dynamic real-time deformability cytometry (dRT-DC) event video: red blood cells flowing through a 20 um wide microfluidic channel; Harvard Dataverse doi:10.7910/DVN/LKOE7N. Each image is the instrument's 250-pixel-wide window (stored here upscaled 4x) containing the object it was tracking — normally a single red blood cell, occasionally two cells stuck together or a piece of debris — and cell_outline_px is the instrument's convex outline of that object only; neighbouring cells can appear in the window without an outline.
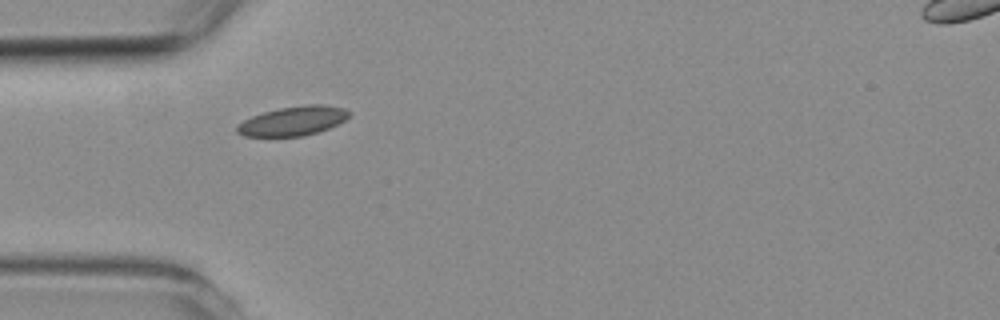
{"species": "common noctule bat (a hibernating species)", "species_latin": "Nyctalus noctula", "temperature_condition": "room temperature", "stored_images_in_passage": 1, "camera_frame_rate_fps": 3000, "um_per_image_px": 0.085, "animal": {"sex": "female", "body_mass_g": 19.3, "forearm_length_mm": 54.1}, "frame": {"image": 1, "passage_image": 1, "time_ms": 0.0, "image_size_px": [1000, 320], "cell_outline_px": [[352, 112], [344, 120], [328, 128], [304, 136], [244, 136], [236, 132], [236, 128], [244, 120], [252, 116], [264, 112], [280, 108], [304, 104], [324, 104], [344, 108]], "centroid_in_image_um": [24.92, 10.27], "position_along_channel_um": 60.1, "area_um2": 18.96}}